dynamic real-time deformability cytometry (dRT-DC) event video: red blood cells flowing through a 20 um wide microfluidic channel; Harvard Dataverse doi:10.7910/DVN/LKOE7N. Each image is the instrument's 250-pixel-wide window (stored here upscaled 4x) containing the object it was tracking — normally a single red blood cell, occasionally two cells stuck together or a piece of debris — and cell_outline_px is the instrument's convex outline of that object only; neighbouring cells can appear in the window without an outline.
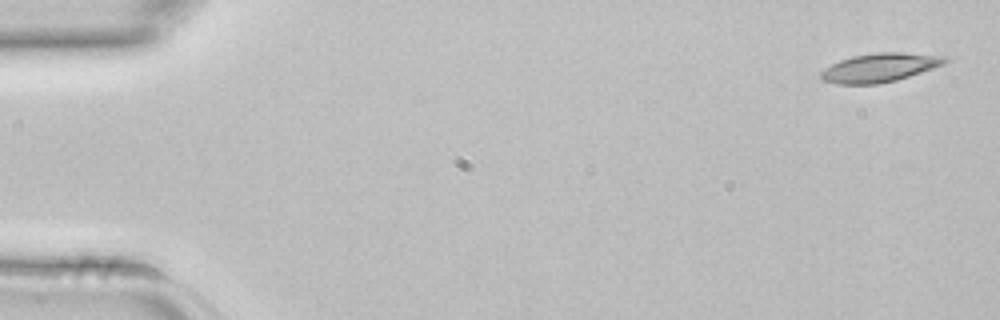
{"species": "common noctule bat (a hibernating species)", "species_latin": "Nyctalus noctula", "temperature_condition": "room temperature", "stored_images_in_passage": 3, "segment_of_instrument_passage": [2, 2], "camera_frame_rate_fps": 3000, "um_per_image_px": 0.085, "animal": {"sex": "female", "body_mass_g": 22.7, "forearm_length_mm": 54.2}, "frame": {"image": 1, "passage_image": 3, "time_ms": 0.667, "image_size_px": [1000, 320], "cell_outline_px": [[948, 60], [944, 64], [896, 80], [876, 84], [836, 84], [820, 80], [820, 72], [824, 68], [840, 60], [852, 56], [876, 52], [900, 52], [948, 56]], "centroid_in_image_um": [74.74, 5.74], "position_along_channel_um": 10.3, "area_um2": 20.81}}